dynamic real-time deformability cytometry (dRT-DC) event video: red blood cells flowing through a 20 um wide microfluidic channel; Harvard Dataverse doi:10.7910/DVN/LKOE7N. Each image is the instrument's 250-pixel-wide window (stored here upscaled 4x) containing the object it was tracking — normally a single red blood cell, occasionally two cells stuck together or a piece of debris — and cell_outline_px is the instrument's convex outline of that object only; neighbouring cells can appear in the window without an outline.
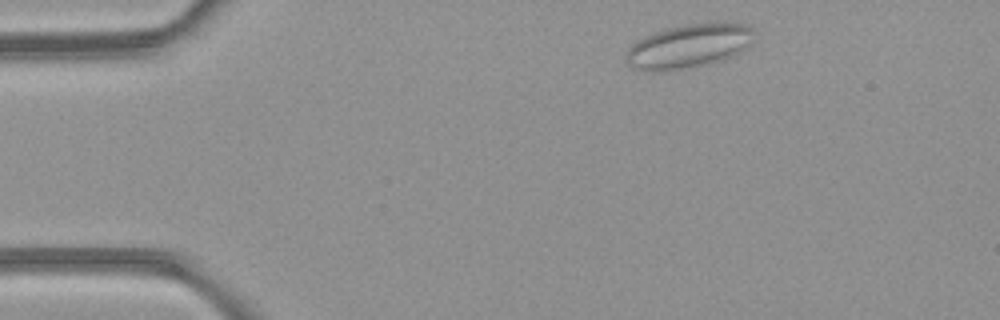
{"species": "common noctule bat (a hibernating species)", "species_latin": "Nyctalus noctula", "temperature_condition": "room temperature", "stored_images_in_passage": 3, "camera_frame_rate_fps": 3000, "um_per_image_px": 0.085, "animal": {"sex": "female", "body_mass_g": 21.9}, "frame": {"image": 1, "passage_image": 1, "time_ms": 0.0, "image_size_px": [1000, 320], "cell_outline_px": [[752, 40], [748, 48], [724, 60], [688, 68], [668, 72], [644, 72], [632, 68], [628, 64], [624, 56], [628, 48], [636, 40], [652, 32], [664, 28], [708, 20], [744, 24], [752, 28]], "centroid_in_image_um": [58.5, 3.91], "position_along_channel_um": 26.5, "area_um2": 33.93}}